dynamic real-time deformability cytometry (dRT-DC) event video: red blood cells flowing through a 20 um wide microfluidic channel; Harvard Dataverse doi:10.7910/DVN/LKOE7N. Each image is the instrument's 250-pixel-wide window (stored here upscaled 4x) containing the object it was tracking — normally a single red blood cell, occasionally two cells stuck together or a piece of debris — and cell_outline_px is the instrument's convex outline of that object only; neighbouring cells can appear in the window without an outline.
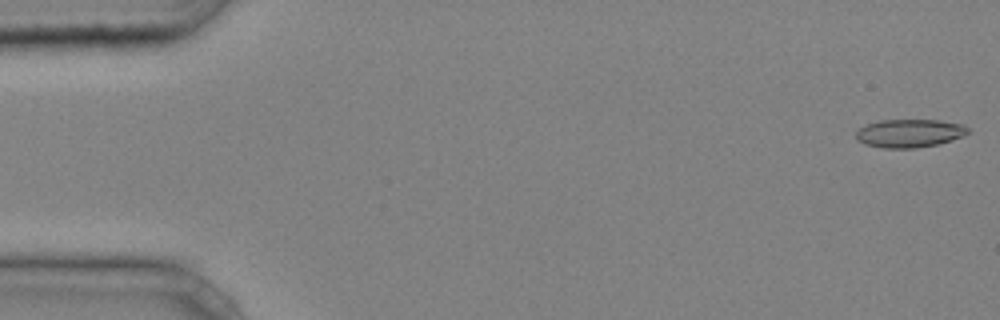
{"species": "common noctule bat (a hibernating species)", "species_latin": "Nyctalus noctula", "temperature_condition": "cold", "stored_images_in_passage": 43, "camera_frame_rate_fps": 3000, "um_per_image_px": 0.085, "animal": {"sex": "male", "body_mass_g": 20.4}, "frame": {"image": 1, "passage_image": 1, "time_ms": 0.0, "image_size_px": [1000, 320], "cell_outline_px": [[968, 132], [964, 136], [952, 140], [936, 144], [916, 148], [884, 148], [864, 144], [856, 140], [856, 128], [880, 120], [940, 120], [964, 124], [968, 128]], "centroid_in_image_um": [77.29, 11.32], "position_along_channel_um": 7.7, "area_um2": 18.55}}
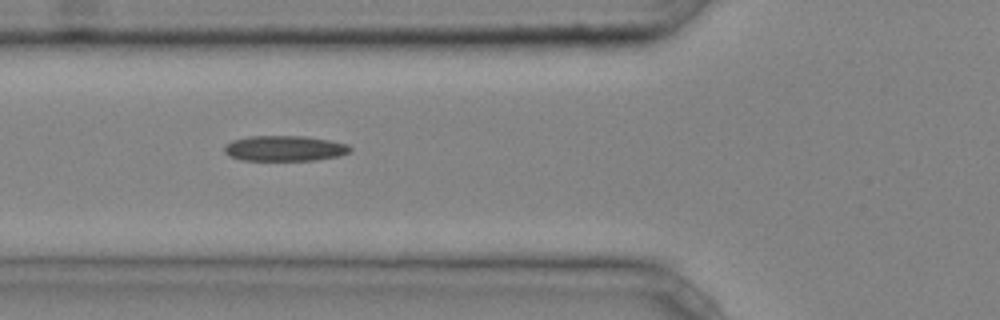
{"frame": {"image": 2, "passage_image": 17, "time_ms": 5.333, "image_size_px": [1000, 320], "cell_outline_px": [[352, 148], [348, 152], [340, 156], [316, 160], [240, 160], [228, 156], [224, 152], [224, 144], [232, 140], [248, 136], [304, 136], [328, 140], [348, 144]], "centroid_in_image_um": [24.15, 12.61], "position_along_channel_um": 101.7, "area_um2": 18.79}}
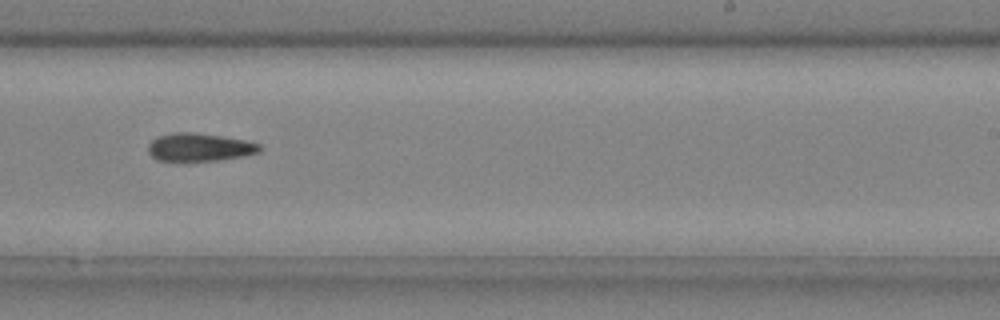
{"frame": {"image": 3, "passage_image": 29, "time_ms": 9.333, "image_size_px": [1000, 320], "cell_outline_px": [[260, 152], [248, 156], [220, 160], [156, 160], [148, 152], [148, 144], [156, 136], [172, 132], [192, 132], [220, 136], [244, 140], [260, 144]], "centroid_in_image_um": [16.95, 12.51], "position_along_channel_um": 272.0, "area_um2": 18.21}}